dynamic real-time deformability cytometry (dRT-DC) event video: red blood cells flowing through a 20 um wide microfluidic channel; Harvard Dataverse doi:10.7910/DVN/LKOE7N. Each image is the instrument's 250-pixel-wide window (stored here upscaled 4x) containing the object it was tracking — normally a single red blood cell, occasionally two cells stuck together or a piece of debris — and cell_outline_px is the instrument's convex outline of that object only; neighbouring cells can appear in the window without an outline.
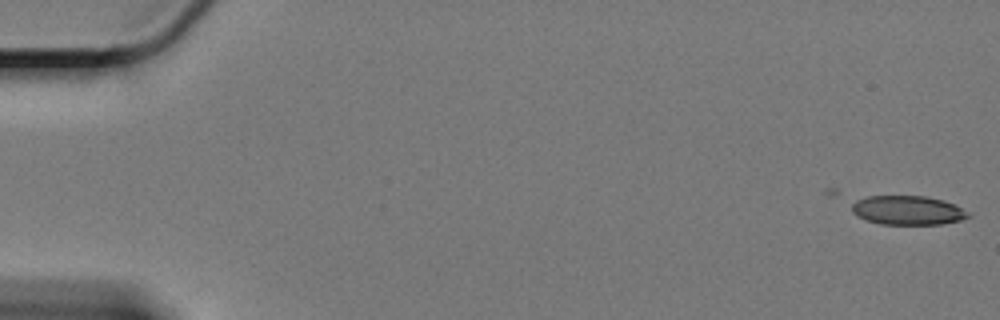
{"species": "Egyptian fruit bat (a non-hibernating species)", "species_latin": "Rousettus aegyptiacus", "temperature_condition": "cold", "stored_images_in_passage": 6, "camera_frame_rate_fps": 3000, "um_per_image_px": 0.085, "animal": {"sex": "female"}, "frame": {"image": 1, "passage_image": 6, "time_ms": 1.667, "image_size_px": [1000, 320], "cell_outline_px": [[972, 216], [960, 220], [940, 224], [880, 224], [856, 216], [852, 212], [852, 204], [856, 200], [868, 196], [924, 196], [944, 200], [956, 204], [968, 212]], "centroid_in_image_um": [77.17, 17.87], "position_along_channel_um": 7.8, "area_um2": 19.77}}